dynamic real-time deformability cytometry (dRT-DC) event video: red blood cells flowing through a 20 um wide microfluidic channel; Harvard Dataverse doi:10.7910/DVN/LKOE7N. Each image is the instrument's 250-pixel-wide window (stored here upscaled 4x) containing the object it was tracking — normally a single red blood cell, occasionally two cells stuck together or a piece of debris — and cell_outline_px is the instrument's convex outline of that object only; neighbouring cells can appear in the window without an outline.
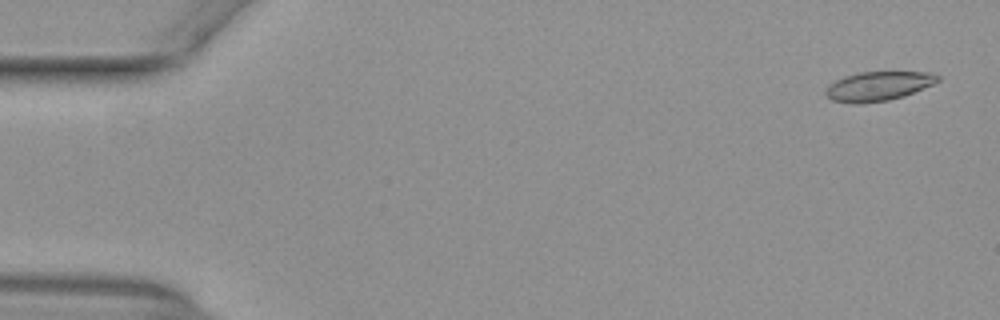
{"species": "common noctule bat (a hibernating species)", "species_latin": "Nyctalus noctula", "temperature_condition": "warm", "stored_images_in_passage": 53, "camera_frame_rate_fps": 3000, "um_per_image_px": 0.085, "animal": {"sex": "female", "body_mass_g": 29.2, "forearm_length_mm": 56.3}, "frame": {"image": 1, "passage_image": 2, "time_ms": 0.333, "image_size_px": [1000, 320], "cell_outline_px": [[940, 80], [932, 84], [904, 96], [888, 100], [852, 104], [832, 100], [824, 92], [828, 84], [844, 76], [856, 72], [932, 72], [940, 76]], "centroid_in_image_um": [74.63, 7.31], "position_along_channel_um": 10.4, "area_um2": 19.07}}
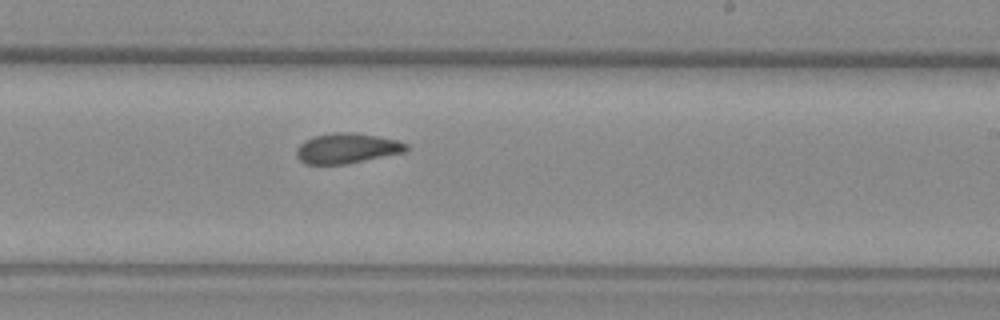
{"frame": {"image": 2, "passage_image": 32, "time_ms": 10.333, "image_size_px": [1000, 320], "cell_outline_px": [[408, 152], [348, 164], [304, 164], [296, 156], [296, 148], [304, 140], [316, 136], [332, 132], [356, 132], [396, 140], [408, 144]], "centroid_in_image_um": [29.51, 12.61], "position_along_channel_um": 259.5, "area_um2": 19.59}}
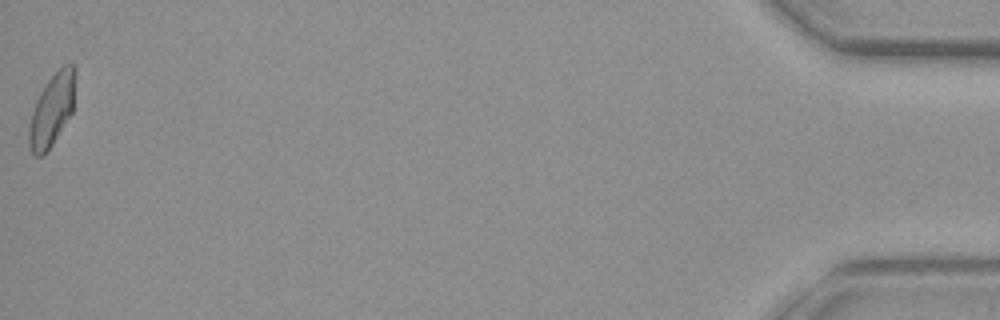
{"frame": {"image": 3, "passage_image": 53, "time_ms": 17.333, "image_size_px": [1000, 320], "cell_outline_px": [[76, 72], [72, 112], [52, 144], [44, 156], [36, 156], [32, 152], [28, 144], [28, 128], [32, 112], [36, 100], [40, 92], [48, 80], [64, 64], [72, 64], [76, 68]], "centroid_in_image_um": [4.41, 9.34], "position_along_channel_um": 430.8, "area_um2": 19.36}, "authors_computed_cell_mechanics": {"area_um2": 19.5942, "velocity_mm_per_s": 3.9269, "shape_relaxation_time_tau1_ms": 8.4082, "shape_relaxation_time_tau2_ms": 2.5096, "deformation_change_tau1": 0.1885, "deformation_change_tau2": 0.0896}}